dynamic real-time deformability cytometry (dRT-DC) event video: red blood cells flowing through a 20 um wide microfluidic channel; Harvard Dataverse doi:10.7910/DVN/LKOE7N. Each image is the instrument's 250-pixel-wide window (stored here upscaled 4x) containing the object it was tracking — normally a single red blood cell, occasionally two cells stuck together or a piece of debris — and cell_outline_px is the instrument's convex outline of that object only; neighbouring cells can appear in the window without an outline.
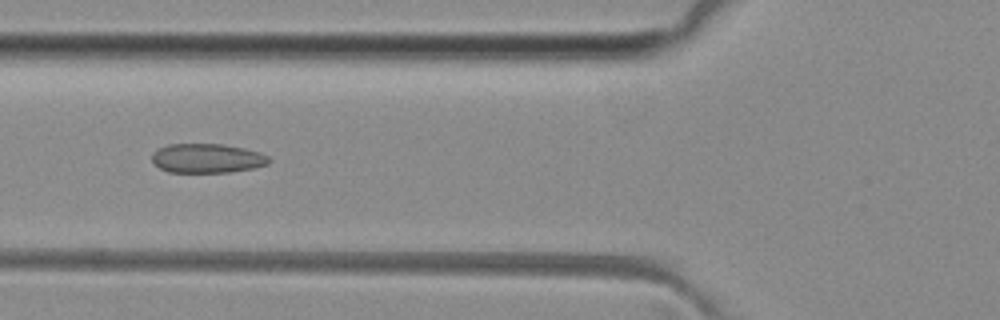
{"species": "common noctule bat (a hibernating species)", "species_latin": "Nyctalus noctula", "temperature_condition": "room temperature", "stored_images_in_passage": 46, "camera_frame_rate_fps": 3000, "um_per_image_px": 0.085, "animal": {"sex": "female", "body_mass_g": 29.2, "forearm_length_mm": 56.3}, "frame": {"image": 1, "passage_image": 14, "time_ms": 4.333, "image_size_px": [1000, 320], "cell_outline_px": [[272, 160], [268, 164], [256, 168], [232, 172], [168, 172], [160, 168], [152, 160], [152, 152], [168, 144], [224, 144], [244, 148], [260, 152], [268, 156]], "centroid_in_image_um": [17.65, 13.45], "position_along_channel_um": 108.2, "area_um2": 20.11}}
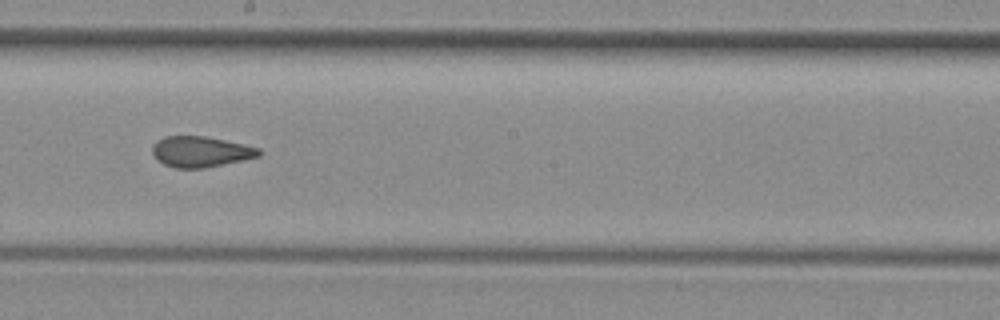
{"frame": {"image": 2, "passage_image": 23, "time_ms": 7.333, "image_size_px": [1000, 320], "cell_outline_px": [[260, 156], [204, 168], [176, 168], [164, 164], [152, 152], [152, 144], [156, 140], [164, 136], [204, 136], [244, 144], [260, 148]], "centroid_in_image_um": [17.04, 12.88], "position_along_channel_um": 231.2, "area_um2": 18.9}}
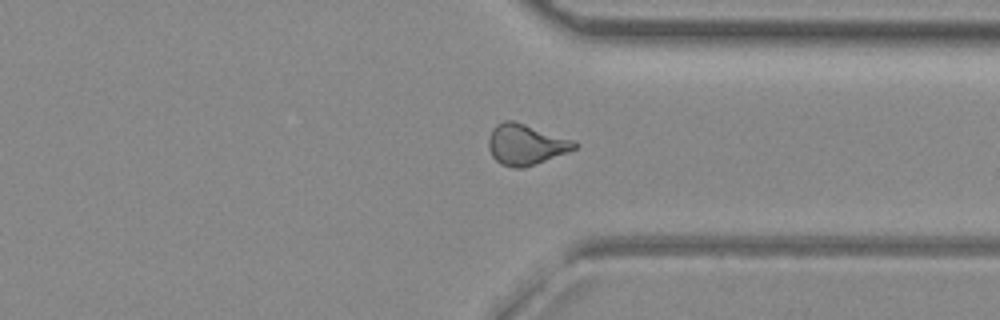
{"frame": {"image": 3, "passage_image": 33, "time_ms": 10.667, "image_size_px": [1000, 320], "cell_outline_px": [[580, 144], [576, 148], [568, 152], [524, 168], [512, 168], [500, 164], [492, 156], [488, 148], [488, 140], [492, 128], [496, 124], [504, 120], [512, 120], [572, 140]], "centroid_in_image_um": [44.65, 12.29], "position_along_channel_um": 366.7, "area_um2": 20.29}, "authors_computed_cell_mechanics": {"area_um2": 19.7098, "velocity_mm_per_s": 4.092, "shape_relaxation_time_tau1_ms": null, "shape_relaxation_time_tau2_ms": 1.4383, "deformation_change_tau1": null, "deformation_change_tau2": 0.0689}}